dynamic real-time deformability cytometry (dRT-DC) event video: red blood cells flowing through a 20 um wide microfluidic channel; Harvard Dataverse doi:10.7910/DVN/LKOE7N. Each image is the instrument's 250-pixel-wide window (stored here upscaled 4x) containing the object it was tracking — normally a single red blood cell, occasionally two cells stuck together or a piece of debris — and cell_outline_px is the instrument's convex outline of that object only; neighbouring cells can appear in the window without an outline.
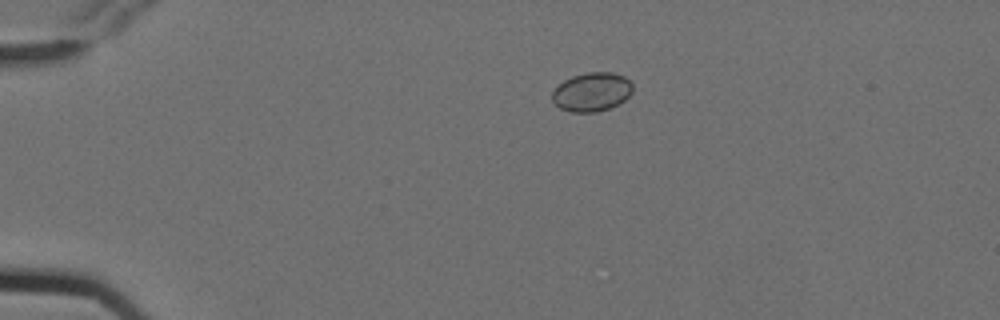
{"species": "Egyptian fruit bat (a non-hibernating species)", "species_latin": "Rousettus aegyptiacus", "temperature_condition": "cold", "stored_images_in_passage": 5, "camera_frame_rate_fps": 3000, "um_per_image_px": 0.085, "animal": {"sex": "female"}, "frame": {"image": 1, "passage_image": 4, "time_ms": 1.0, "image_size_px": [1000, 320], "cell_outline_px": [[632, 92], [624, 100], [608, 108], [596, 112], [568, 112], [560, 108], [552, 100], [552, 92], [564, 80], [572, 76], [588, 72], [612, 72], [624, 76], [632, 84]], "centroid_in_image_um": [50.29, 7.81], "position_along_channel_um": 34.7, "area_um2": 18.09}}